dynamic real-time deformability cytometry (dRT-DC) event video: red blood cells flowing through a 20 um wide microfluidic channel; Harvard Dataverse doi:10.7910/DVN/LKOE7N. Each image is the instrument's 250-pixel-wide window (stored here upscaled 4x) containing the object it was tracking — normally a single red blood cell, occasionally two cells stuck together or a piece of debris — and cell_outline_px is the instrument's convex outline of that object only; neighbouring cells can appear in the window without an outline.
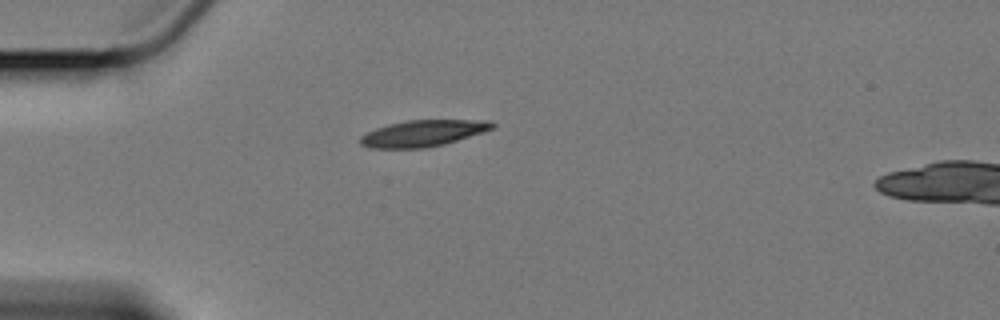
{"species": "Egyptian fruit bat (a non-hibernating species)", "species_latin": "Rousettus aegyptiacus", "temperature_condition": "cold", "stored_images_in_passage": 41, "camera_frame_rate_fps": 3000, "um_per_image_px": 0.085, "animal": {"sex": "female"}, "frame": {"image": 1, "passage_image": 1, "time_ms": 0.0, "image_size_px": [1000, 320], "cell_outline_px": [[496, 128], [484, 132], [444, 144], [424, 148], [368, 148], [360, 144], [360, 136], [376, 128], [388, 124], [408, 120], [492, 120], [496, 124]], "centroid_in_image_um": [35.99, 11.32], "position_along_channel_um": 49.0, "area_um2": 20.4}}
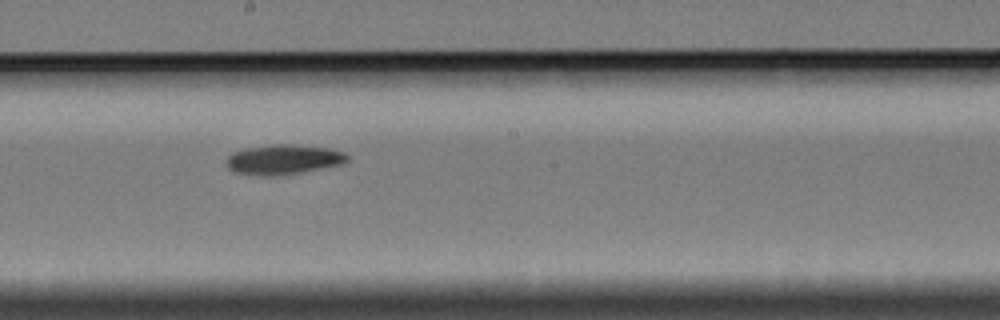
{"frame": {"image": 2, "passage_image": 18, "time_ms": 5.667, "image_size_px": [1000, 320], "cell_outline_px": [[348, 160], [344, 164], [300, 172], [272, 176], [260, 176], [236, 172], [228, 168], [224, 164], [224, 160], [232, 152], [248, 148], [272, 144], [288, 144], [328, 148], [344, 152], [348, 156]], "centroid_in_image_um": [24.06, 13.56], "position_along_channel_um": 224.1, "area_um2": 21.04}}
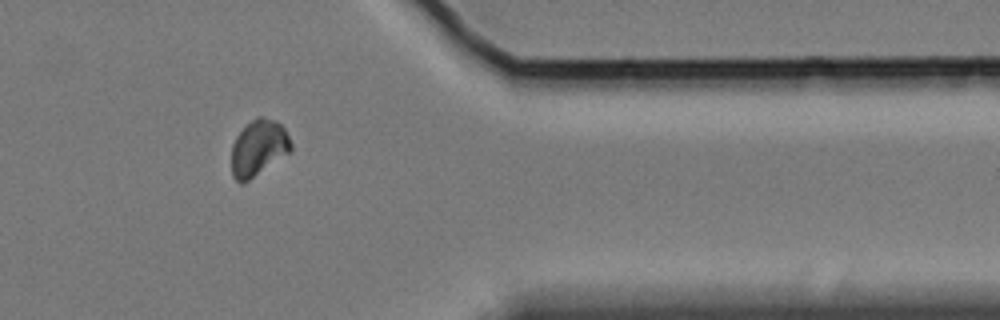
{"frame": {"image": 3, "passage_image": 34, "time_ms": 11.0, "image_size_px": [1000, 320], "cell_outline_px": [[292, 148], [288, 152], [248, 180], [240, 184], [232, 176], [232, 144], [236, 136], [256, 116], [264, 116], [276, 120], [284, 128], [292, 144]], "centroid_in_image_um": [21.95, 12.54], "position_along_channel_um": 389.4, "area_um2": 19.02}}